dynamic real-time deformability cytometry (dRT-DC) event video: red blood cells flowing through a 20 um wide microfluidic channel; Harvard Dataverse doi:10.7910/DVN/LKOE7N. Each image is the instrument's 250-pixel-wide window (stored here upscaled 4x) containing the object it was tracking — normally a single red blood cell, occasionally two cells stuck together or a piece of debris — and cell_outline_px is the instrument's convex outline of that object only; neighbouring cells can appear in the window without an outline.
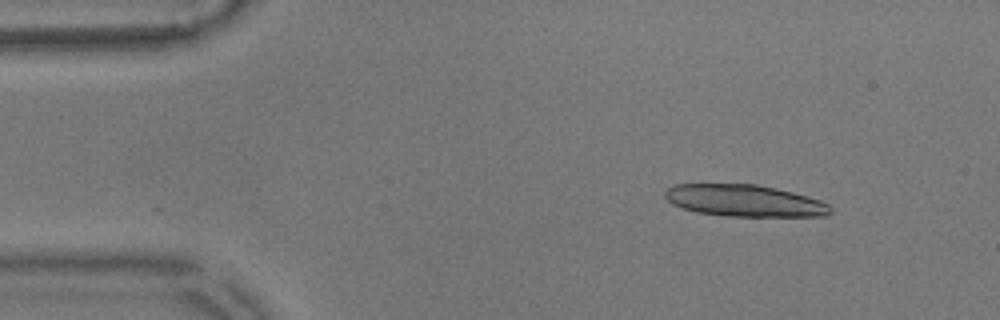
{"species": "common noctule bat (a hibernating species)", "species_latin": "Nyctalus noctula", "temperature_condition": "warm", "stored_images_in_passage": 55, "segment_of_instrument_passage": [1, 2], "camera_frame_rate_fps": 3000, "um_per_image_px": 0.085, "animal": {"sex": "male", "body_mass_g": 17.9}, "frame": {"image": 1, "passage_image": 6, "time_ms": 1.667, "image_size_px": [1000, 320], "cell_outline_px": [[832, 212], [824, 216], [728, 216], [696, 212], [680, 208], [672, 204], [664, 196], [664, 192], [668, 188], [676, 184], [756, 184], [776, 188], [808, 196], [820, 200], [828, 204], [832, 208]], "centroid_in_image_um": [63.27, 17.06], "position_along_channel_um": 21.7, "area_um2": 30.75}}